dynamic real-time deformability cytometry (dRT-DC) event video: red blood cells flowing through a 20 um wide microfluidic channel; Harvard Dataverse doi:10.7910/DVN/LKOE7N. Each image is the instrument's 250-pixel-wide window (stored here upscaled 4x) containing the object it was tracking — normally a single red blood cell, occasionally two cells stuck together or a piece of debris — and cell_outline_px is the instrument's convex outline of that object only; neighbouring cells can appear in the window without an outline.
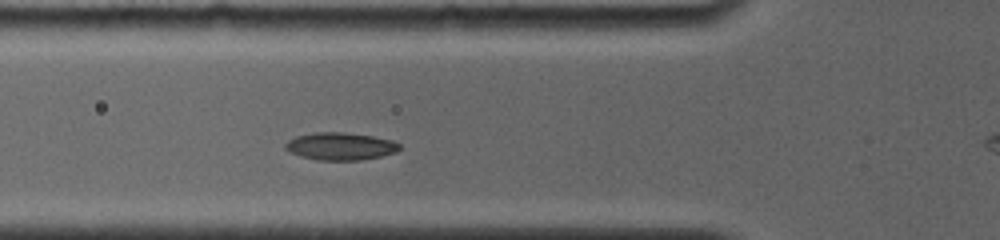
{"species": "common noctule bat (a hibernating species)", "species_latin": "Nyctalus noctula", "temperature_condition": "room temperature", "stored_images_in_passage": 5, "camera_frame_rate_fps": 4000, "um_per_image_px": 0.085, "animal": {"sex": "female", "body_mass_g": 19.0, "forearm_length_mm": 56.7}, "frame": {"image": 1, "passage_image": 4, "time_ms": 2.75, "image_size_px": [1000, 240], "cell_outline_px": [[400, 148], [396, 152], [380, 156], [360, 160], [316, 160], [300, 156], [284, 148], [284, 144], [288, 140], [296, 136], [312, 132], [344, 132], [372, 136], [392, 140], [400, 144]], "centroid_in_image_um": [28.91, 12.43], "position_along_channel_um": 96.9, "area_um2": 18.32}}